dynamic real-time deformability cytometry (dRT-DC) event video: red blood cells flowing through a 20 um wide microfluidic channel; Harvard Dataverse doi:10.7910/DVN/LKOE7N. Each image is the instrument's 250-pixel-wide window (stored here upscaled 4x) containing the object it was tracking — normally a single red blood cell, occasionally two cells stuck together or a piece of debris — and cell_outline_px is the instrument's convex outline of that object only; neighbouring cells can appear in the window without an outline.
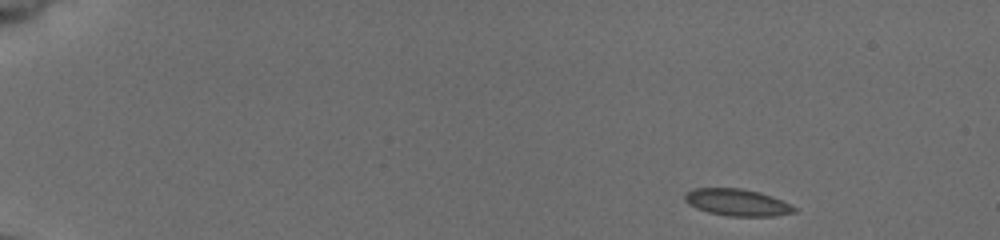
{"species": "common noctule bat (a hibernating species)", "species_latin": "Nyctalus noctula", "temperature_condition": "cold", "stored_images_in_passage": 48, "camera_frame_rate_fps": 3000, "um_per_image_px": 0.085, "animal": {"sex": "female", "body_mass_g": 19.5, "forearm_length_mm": 54.1}, "frame": {"image": 1, "passage_image": 1, "time_ms": 0.0, "image_size_px": [1000, 240], "cell_outline_px": [[800, 208], [796, 212], [772, 216], [728, 216], [708, 212], [696, 208], [688, 204], [684, 200], [684, 196], [692, 188], [740, 188], [760, 192], [772, 196]], "centroid_in_image_um": [62.68, 17.2], "position_along_channel_um": 22.3, "area_um2": 17.28}}
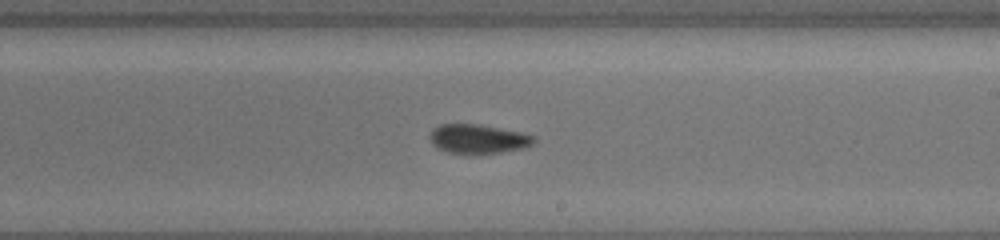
{"frame": {"image": 2, "passage_image": 28, "time_ms": 9.0, "image_size_px": [1000, 240], "cell_outline_px": [[536, 140], [528, 148], [476, 156], [472, 156], [448, 152], [436, 148], [432, 144], [428, 136], [432, 128], [440, 124], [476, 124], [520, 132], [536, 136]], "centroid_in_image_um": [40.62, 11.85], "position_along_channel_um": 248.4, "area_um2": 18.38}}
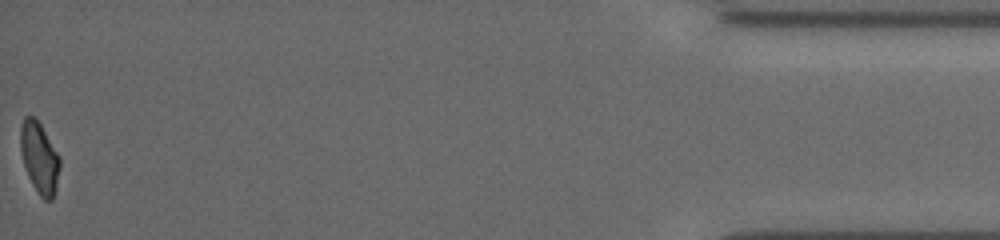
{"frame": {"image": 3, "passage_image": 48, "time_ms": 15.667, "image_size_px": [1000, 240], "cell_outline_px": [[60, 168], [56, 188], [52, 200], [44, 200], [40, 196], [32, 184], [28, 176], [20, 152], [20, 128], [24, 116], [36, 116], [60, 156]], "centroid_in_image_um": [3.35, 13.38], "position_along_channel_um": 431.9, "area_um2": 16.53}, "authors_computed_cell_mechanics": {"area_um2": 17.1377, "velocity_mm_per_s": 3.93, "shape_relaxation_time_tau1_ms": 3.2294, "shape_relaxation_time_tau2_ms": 4.0638, "deformation_change_tau1": 0.0666, "deformation_change_tau2": 0.0693}}